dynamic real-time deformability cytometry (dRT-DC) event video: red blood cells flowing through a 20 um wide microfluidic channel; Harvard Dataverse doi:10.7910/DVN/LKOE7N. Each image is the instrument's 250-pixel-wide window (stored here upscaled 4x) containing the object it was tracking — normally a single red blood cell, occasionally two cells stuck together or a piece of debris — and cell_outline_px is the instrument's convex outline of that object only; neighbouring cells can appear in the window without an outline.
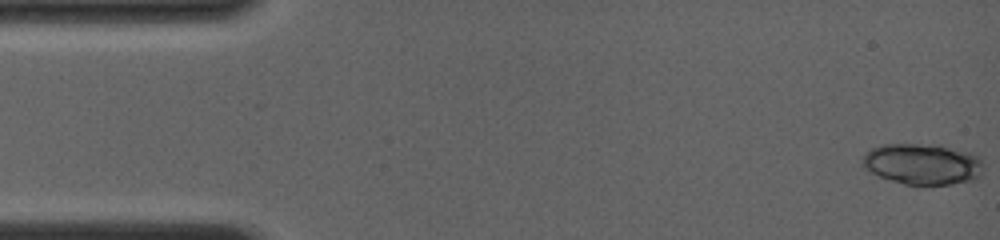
{"species": "common noctule bat (a hibernating species)", "species_latin": "Nyctalus noctula", "temperature_condition": "room temperature", "stored_images_in_passage": 12, "camera_frame_rate_fps": 4000, "um_per_image_px": 0.085, "animal": {"sex": "female", "body_mass_g": 19.0, "forearm_length_mm": 56.7}, "frame": {"image": 1, "passage_image": 1, "time_ms": 0.0, "image_size_px": [1000, 240], "cell_outline_px": [[980, 176], [972, 180], [952, 184], [920, 188], [904, 184], [880, 176], [864, 168], [860, 164], [864, 156], [872, 148], [884, 144], [936, 144], [972, 152], [980, 160]], "centroid_in_image_um": [78.4, 13.97], "position_along_channel_um": 6.6, "area_um2": 29.3}}
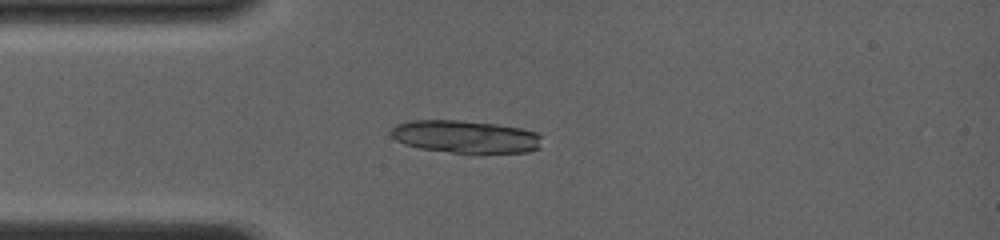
{"frame": {"image": 2, "passage_image": 12, "time_ms": 3.75, "image_size_px": [1000, 240], "cell_outline_px": [[540, 148], [528, 152], [452, 152], [420, 148], [404, 144], [396, 140], [392, 136], [392, 128], [396, 124], [412, 120], [456, 120], [496, 124], [520, 128], [536, 132], [540, 136]], "centroid_in_image_um": [39.55, 11.61], "position_along_channel_um": 45.4, "area_um2": 28.32}}